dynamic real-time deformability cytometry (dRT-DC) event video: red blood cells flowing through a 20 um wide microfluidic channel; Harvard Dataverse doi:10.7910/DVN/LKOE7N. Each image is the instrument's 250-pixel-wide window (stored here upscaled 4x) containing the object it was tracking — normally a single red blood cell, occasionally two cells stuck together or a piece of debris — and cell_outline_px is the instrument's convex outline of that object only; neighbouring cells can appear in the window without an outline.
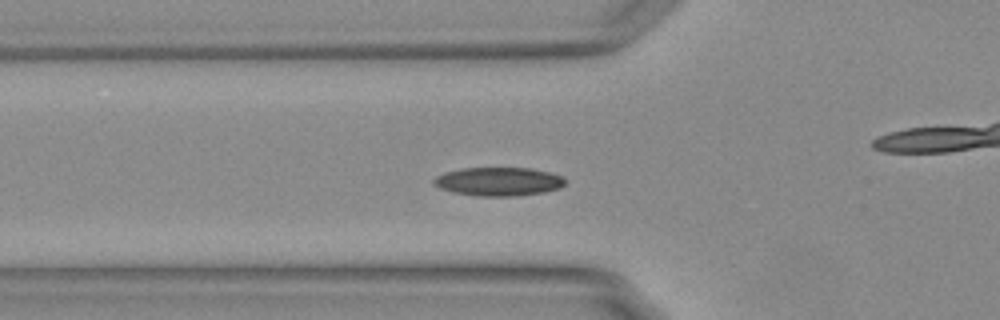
{"species": "Egyptian fruit bat (a non-hibernating species)", "species_latin": "Rousettus aegyptiacus", "temperature_condition": "warm", "stored_images_in_passage": 43, "camera_frame_rate_fps": 3000, "um_per_image_px": 0.085, "animal": {"sex": "female"}, "frame": {"image": 1, "passage_image": 7, "time_ms": 2.0, "image_size_px": [1000, 320], "cell_outline_px": [[564, 184], [560, 188], [544, 192], [516, 196], [476, 196], [452, 192], [440, 188], [432, 184], [432, 180], [436, 176], [444, 172], [460, 168], [532, 168], [564, 176]], "centroid_in_image_um": [42.35, 15.43], "position_along_channel_um": 83.5, "area_um2": 22.08}, "authors_computed_cell_mechanics": {"area_um2": 20.6346, "velocity_mm_per_s": 3.7437, "shape_relaxation_time_tau1_ms": 3.4492, "shape_relaxation_time_tau2_ms": 4.7926, "deformation_change_tau1": 0.1016, "deformation_change_tau2": 0.0889}}